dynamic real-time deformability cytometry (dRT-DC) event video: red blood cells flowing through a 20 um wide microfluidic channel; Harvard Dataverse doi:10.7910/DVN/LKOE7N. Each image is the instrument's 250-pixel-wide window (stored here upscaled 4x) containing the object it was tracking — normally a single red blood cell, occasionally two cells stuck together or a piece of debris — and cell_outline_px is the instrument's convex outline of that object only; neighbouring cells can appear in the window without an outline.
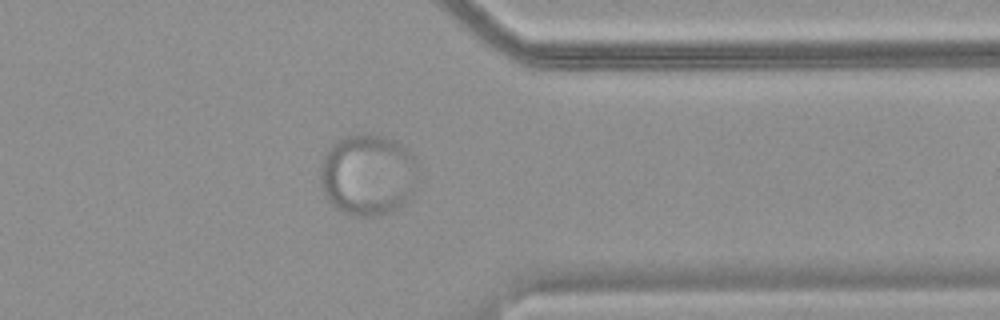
{"species": "common noctule bat (a hibernating species)", "species_latin": "Nyctalus noctula", "temperature_condition": "warm", "stored_images_in_passage": 48, "camera_frame_rate_fps": 3000, "um_per_image_px": 0.085, "animal": {"sex": "female", "body_mass_g": 18.4}, "frame": {"image": 1, "passage_image": 34, "time_ms": 11.0, "image_size_px": [1000, 320], "cell_outline_px": [[412, 196], [396, 208], [388, 212], [376, 216], [356, 216], [344, 212], [336, 208], [324, 196], [320, 184], [320, 168], [324, 156], [332, 144], [336, 140], [344, 136], [360, 132], [368, 132], [388, 136], [396, 140], [412, 156]], "centroid_in_image_um": [31.16, 14.82], "position_along_channel_um": 380.2, "area_um2": 45.95}}
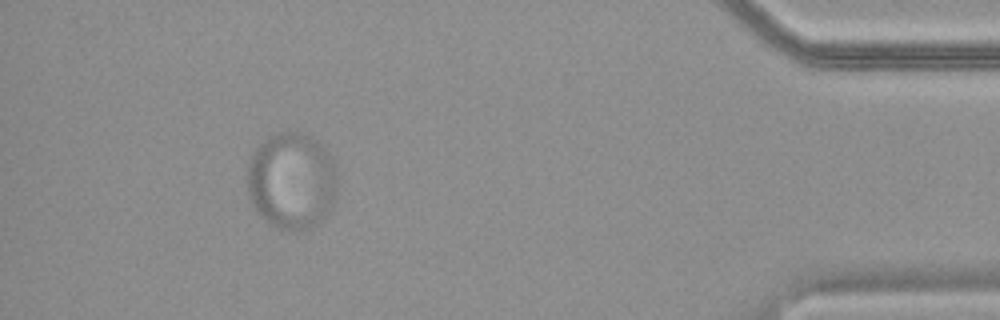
{"frame": {"image": 2, "passage_image": 42, "time_ms": 13.667, "image_size_px": [1000, 320], "cell_outline_px": [[336, 200], [332, 208], [312, 228], [300, 232], [288, 232], [276, 228], [268, 224], [256, 212], [248, 196], [248, 164], [256, 148], [268, 136], [276, 132], [300, 132], [312, 136], [336, 160]], "centroid_in_image_um": [24.81, 15.41], "position_along_channel_um": 410.4, "area_um2": 51.9}}